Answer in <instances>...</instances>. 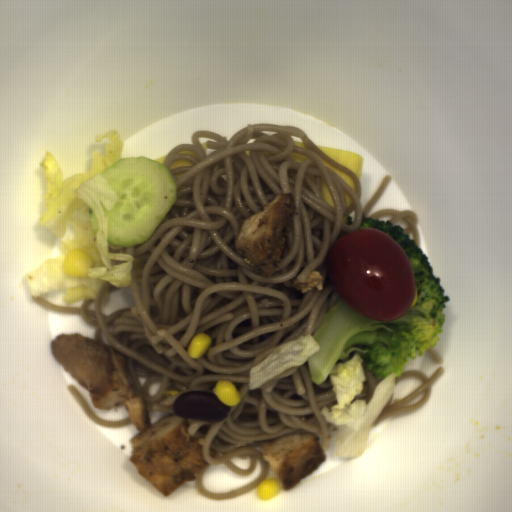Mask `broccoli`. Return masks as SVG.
Wrapping results in <instances>:
<instances>
[{"mask_svg":"<svg viewBox=\"0 0 512 512\" xmlns=\"http://www.w3.org/2000/svg\"><path fill=\"white\" fill-rule=\"evenodd\" d=\"M372 228L397 243L410 262L416 283L412 305L401 318L373 320L352 311L341 298L323 316L313 336L319 350L306 362L311 381L320 386L335 364L349 355H359L377 379L401 377L410 360L422 357L439 342L450 297L414 238L402 226L387 219L366 218L360 228Z\"/></svg>","mask_w":512,"mask_h":512,"instance_id":"1706d50b","label":"broccoli"}]
</instances>
